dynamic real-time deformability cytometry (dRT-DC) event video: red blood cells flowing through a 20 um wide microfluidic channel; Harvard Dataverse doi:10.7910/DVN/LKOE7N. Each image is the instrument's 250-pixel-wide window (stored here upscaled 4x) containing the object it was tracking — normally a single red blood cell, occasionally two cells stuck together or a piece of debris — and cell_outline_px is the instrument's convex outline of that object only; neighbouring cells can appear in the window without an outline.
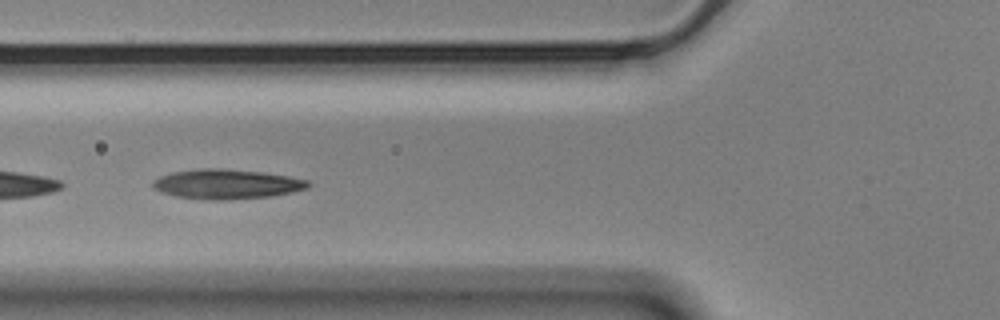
{"species": "Egyptian fruit bat (a non-hibernating species)", "species_latin": "Rousettus aegyptiacus", "temperature_condition": "cold", "stored_images_in_passage": 22, "camera_frame_rate_fps": 3000, "um_per_image_px": 0.085, "animal": {"sex": "male"}, "frame": {"image": 1, "passage_image": 10, "time_ms": 3.0, "image_size_px": [1000, 320], "cell_outline_px": [[312, 184], [308, 188], [292, 192], [272, 196], [220, 200], [212, 200], [176, 196], [160, 192], [152, 188], [152, 180], [160, 176], [172, 172], [200, 168], [220, 168], [260, 172], [288, 176], [308, 180]], "centroid_in_image_um": [19.24, 15.64], "position_along_channel_um": 106.6, "area_um2": 26.88}}
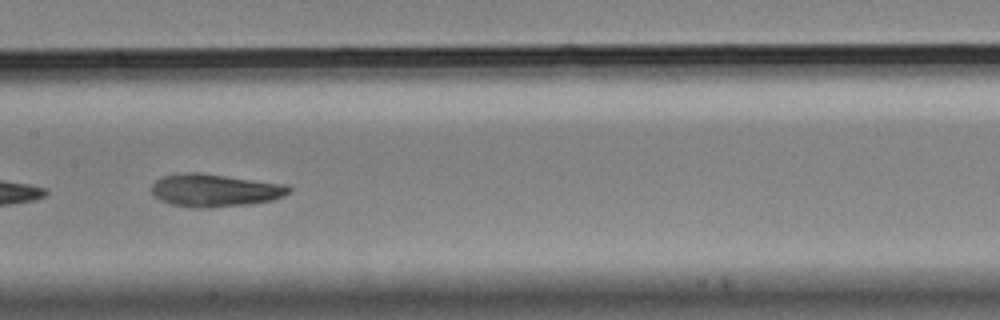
{"frame": {"image": 2, "passage_image": 17, "time_ms": 5.333, "image_size_px": [1000, 320], "cell_outline_px": [[292, 192], [284, 196], [272, 200], [248, 204], [208, 208], [196, 208], [172, 204], [160, 200], [152, 192], [152, 184], [156, 180], [164, 176], [180, 172], [200, 172], [288, 184], [292, 188]], "centroid_in_image_um": [18.31, 16.16], "position_along_channel_um": 189.1, "area_um2": 26.47}}
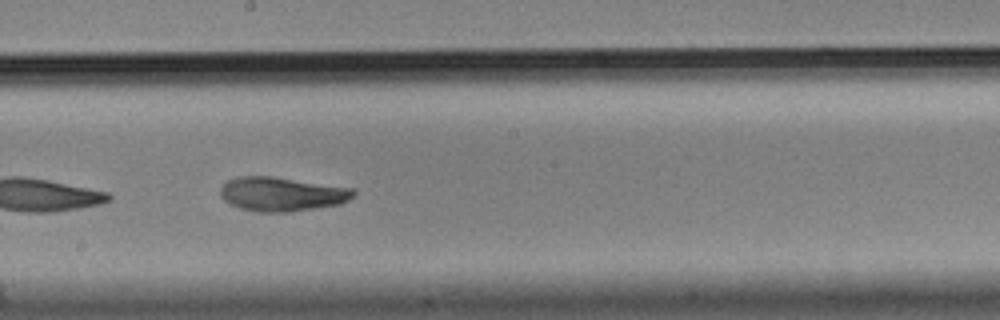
{"frame": {"image": 3, "passage_image": 20, "time_ms": 6.333, "image_size_px": [1000, 320], "cell_outline_px": [[356, 196], [340, 204], [288, 212], [256, 212], [240, 208], [224, 200], [220, 196], [220, 188], [228, 180], [236, 176], [272, 176], [352, 188], [356, 192]], "centroid_in_image_um": [23.95, 16.49], "position_along_channel_um": 224.3, "area_um2": 26.47}}